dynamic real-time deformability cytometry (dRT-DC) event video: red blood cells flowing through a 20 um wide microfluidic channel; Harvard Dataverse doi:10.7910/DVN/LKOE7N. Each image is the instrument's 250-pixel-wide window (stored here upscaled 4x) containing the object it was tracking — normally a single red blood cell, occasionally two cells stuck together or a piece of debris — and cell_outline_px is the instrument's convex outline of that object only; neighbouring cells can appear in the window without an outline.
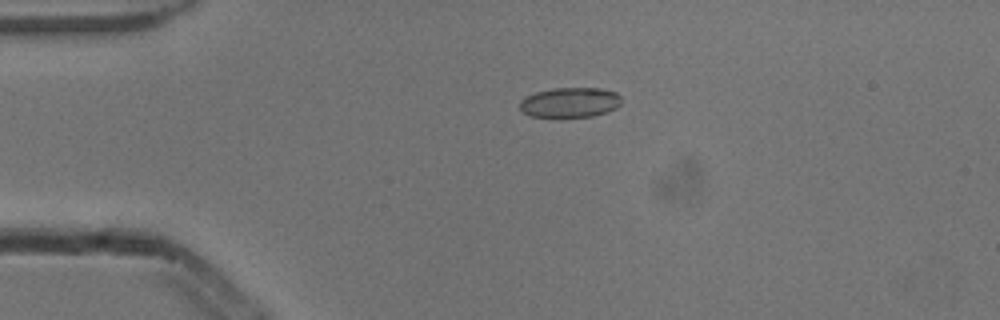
{"species": "common noctule bat (a hibernating species)", "species_latin": "Nyctalus noctula", "temperature_condition": "cold", "stored_images_in_passage": 5, "camera_frame_rate_fps": 3000, "um_per_image_px": 0.085, "animal": {"sex": "male", "body_mass_g": 13.3}, "frame": {"image": 1, "passage_image": 4, "time_ms": 1.0, "image_size_px": [1000, 320], "cell_outline_px": [[620, 104], [616, 108], [608, 112], [592, 116], [560, 120], [532, 116], [524, 112], [520, 108], [520, 100], [536, 92], [552, 88], [600, 88], [616, 92], [620, 96]], "centroid_in_image_um": [48.44, 8.75], "position_along_channel_um": 36.6, "area_um2": 18.38}}